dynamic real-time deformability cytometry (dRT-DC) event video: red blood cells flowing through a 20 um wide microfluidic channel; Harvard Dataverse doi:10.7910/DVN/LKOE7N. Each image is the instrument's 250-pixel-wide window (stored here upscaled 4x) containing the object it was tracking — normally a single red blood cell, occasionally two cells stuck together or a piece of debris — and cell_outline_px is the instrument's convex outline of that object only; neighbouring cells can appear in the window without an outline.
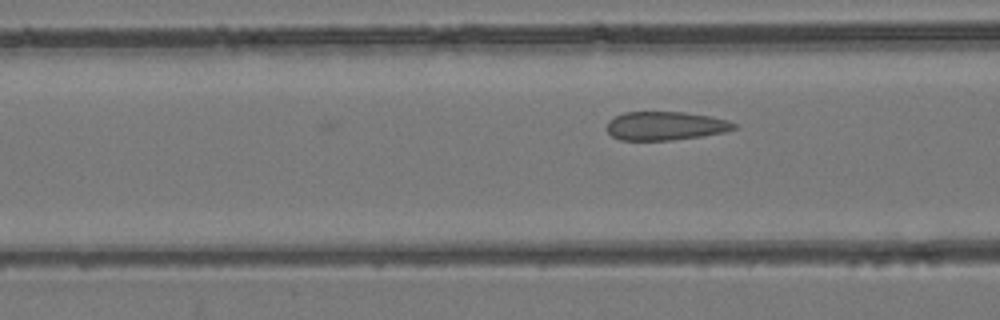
{"species": "common noctule bat (a hibernating species)", "species_latin": "Nyctalus noctula", "temperature_condition": "room temperature", "stored_images_in_passage": 5, "camera_frame_rate_fps": 3000, "um_per_image_px": 0.085, "animal": {"sex": "female", "body_mass_g": 24.6, "forearm_length_mm": 56.2}, "frame": {"image": 1, "passage_image": 5, "time_ms": 1.333, "image_size_px": [1000, 320], "cell_outline_px": [[736, 128], [724, 132], [700, 136], [672, 140], [620, 140], [612, 136], [604, 128], [608, 120], [624, 112], [684, 112], [708, 116], [728, 120], [736, 124]], "centroid_in_image_um": [56.51, 10.7], "position_along_channel_um": 110.1, "area_um2": 21.21}}